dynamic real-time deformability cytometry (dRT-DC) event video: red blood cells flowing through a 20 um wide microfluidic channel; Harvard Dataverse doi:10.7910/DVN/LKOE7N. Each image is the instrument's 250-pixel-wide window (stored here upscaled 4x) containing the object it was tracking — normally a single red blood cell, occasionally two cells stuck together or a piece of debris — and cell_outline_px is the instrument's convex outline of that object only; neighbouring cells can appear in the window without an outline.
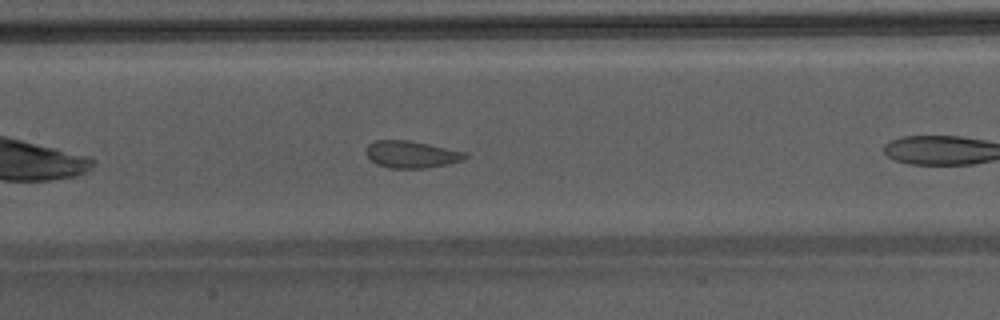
{"species": "Egyptian fruit bat (a non-hibernating species)", "species_latin": "Rousettus aegyptiacus", "temperature_condition": "warm", "stored_images_in_passage": 36, "camera_frame_rate_fps": 3000, "um_per_image_px": 0.085, "animal": {"sex": "male"}, "frame": {"image": 1, "passage_image": 11, "time_ms": 3.333, "image_size_px": [1000, 320], "cell_outline_px": [[468, 156], [464, 160], [448, 164], [424, 168], [388, 168], [376, 164], [364, 152], [364, 148], [368, 144], [376, 140], [408, 140], [468, 152]], "centroid_in_image_um": [34.97, 13.12], "position_along_channel_um": 172.4, "area_um2": 15.78}, "authors_computed_cell_mechanics": {"area_um2": 16.3285, "velocity_mm_per_s": 4.279, "shape_relaxation_time_tau1_ms": 4.3716, "shape_relaxation_time_tau2_ms": null, "deformation_change_tau1": 0.0919, "deformation_change_tau2": null}}